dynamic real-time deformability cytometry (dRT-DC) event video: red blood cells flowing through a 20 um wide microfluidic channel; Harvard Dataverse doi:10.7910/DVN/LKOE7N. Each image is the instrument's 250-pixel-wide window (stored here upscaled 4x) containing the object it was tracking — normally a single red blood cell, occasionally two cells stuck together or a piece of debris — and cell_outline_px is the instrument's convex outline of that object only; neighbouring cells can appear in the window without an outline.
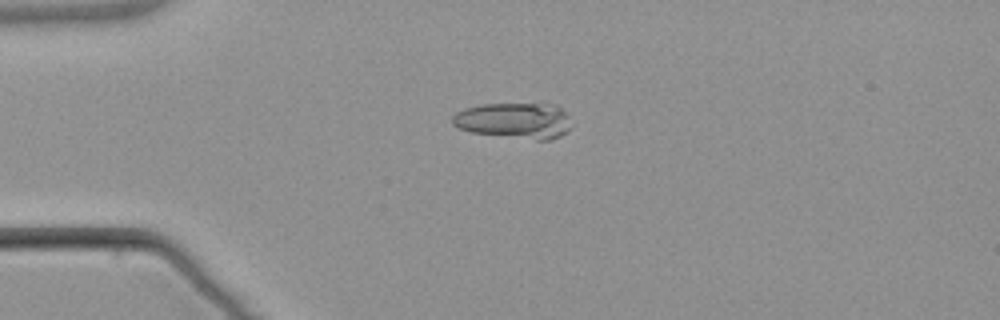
{"species": "common noctule bat (a hibernating species)", "species_latin": "Nyctalus noctula", "temperature_condition": "warm", "stored_images_in_passage": 5, "camera_frame_rate_fps": 3000, "um_per_image_px": 0.085, "animal": {"sex": "male", "body_mass_g": 21.5, "forearm_length_mm": 52.0}, "frame": {"image": 1, "passage_image": 4, "time_ms": 3.667, "image_size_px": [1000, 320], "cell_outline_px": [[572, 128], [560, 136], [552, 140], [536, 140], [472, 132], [460, 128], [452, 124], [452, 116], [456, 112], [464, 108], [484, 104], [544, 100], [556, 104], [568, 116]], "centroid_in_image_um": [43.79, 10.19], "position_along_channel_um": 41.2, "area_um2": 25.95}}